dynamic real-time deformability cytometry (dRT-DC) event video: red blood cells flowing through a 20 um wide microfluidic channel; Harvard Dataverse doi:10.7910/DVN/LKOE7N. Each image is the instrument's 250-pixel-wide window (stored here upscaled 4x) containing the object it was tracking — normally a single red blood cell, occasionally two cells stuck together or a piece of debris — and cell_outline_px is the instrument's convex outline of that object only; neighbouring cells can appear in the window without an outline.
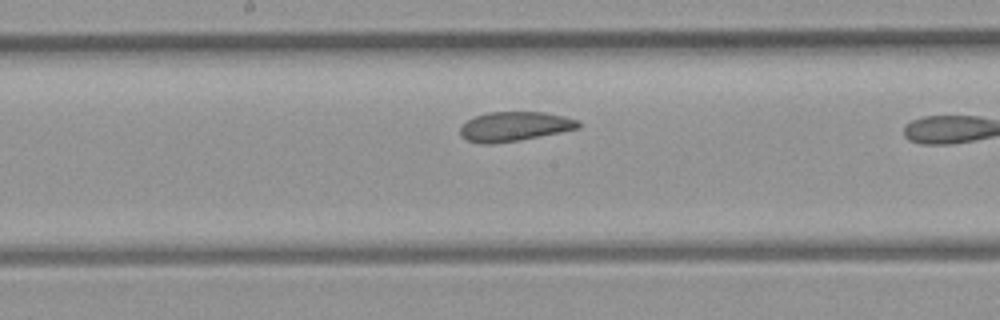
{"species": "common noctule bat (a hibernating species)", "species_latin": "Nyctalus noctula", "temperature_condition": "room temperature", "stored_images_in_passage": 16, "camera_frame_rate_fps": 3000, "um_per_image_px": 0.085, "animal": {"sex": "female", "body_mass_g": 21.9}, "frame": {"image": 1, "passage_image": 12, "time_ms": 3.667, "image_size_px": [1000, 320], "cell_outline_px": [[580, 128], [520, 140], [492, 144], [480, 144], [468, 140], [460, 136], [460, 128], [472, 116], [488, 112], [544, 112], [564, 116], [580, 120]], "centroid_in_image_um": [43.72, 10.74], "position_along_channel_um": 204.5, "area_um2": 20.4}}